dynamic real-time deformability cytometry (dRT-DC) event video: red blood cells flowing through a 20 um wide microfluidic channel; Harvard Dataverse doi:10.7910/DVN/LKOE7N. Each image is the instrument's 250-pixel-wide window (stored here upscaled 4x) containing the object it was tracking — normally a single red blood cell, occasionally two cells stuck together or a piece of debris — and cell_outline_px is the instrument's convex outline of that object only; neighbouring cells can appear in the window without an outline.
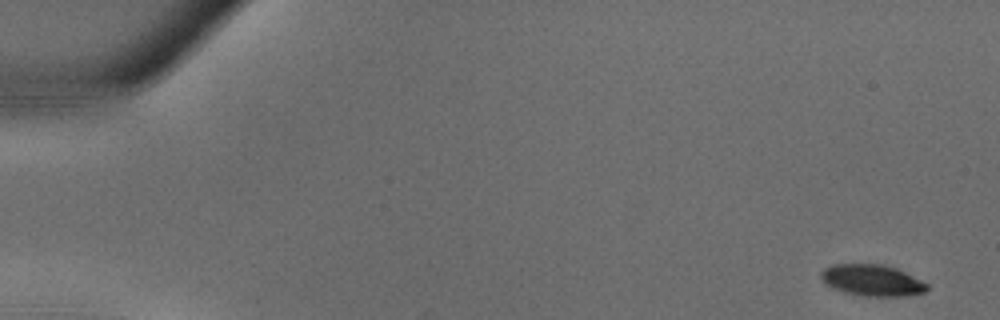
{"species": "common noctule bat (a hibernating species)", "species_latin": "Nyctalus noctula", "temperature_condition": "warm", "stored_images_in_passage": 36, "camera_frame_rate_fps": 3000, "um_per_image_px": 0.085, "animal": {"sex": "male", "body_mass_g": 18.8}, "frame": {"image": 1, "passage_image": 1, "time_ms": 0.0, "image_size_px": [1000, 320], "cell_outline_px": [[928, 288], [924, 292], [900, 296], [864, 296], [848, 292], [836, 288], [828, 284], [820, 276], [820, 272], [824, 268], [832, 264], [880, 264], [896, 268], [928, 284]], "centroid_in_image_um": [74.13, 23.81], "position_along_channel_um": 10.9, "area_um2": 18.9}}
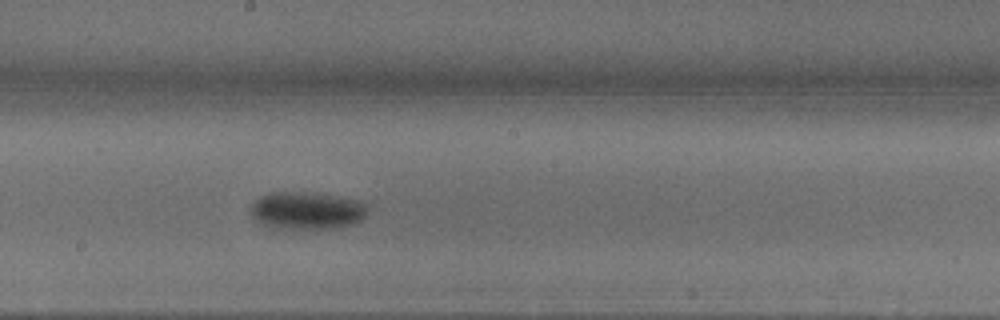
{"frame": {"image": 2, "passage_image": 20, "time_ms": 6.333, "image_size_px": [1000, 320], "cell_outline_px": [[368, 208], [364, 216], [356, 224], [332, 228], [304, 232], [268, 228], [256, 220], [248, 212], [248, 208], [260, 196], [272, 192], [308, 192], [360, 200]], "centroid_in_image_um": [26.02, 17.95], "position_along_channel_um": 222.2, "area_um2": 26.59}}
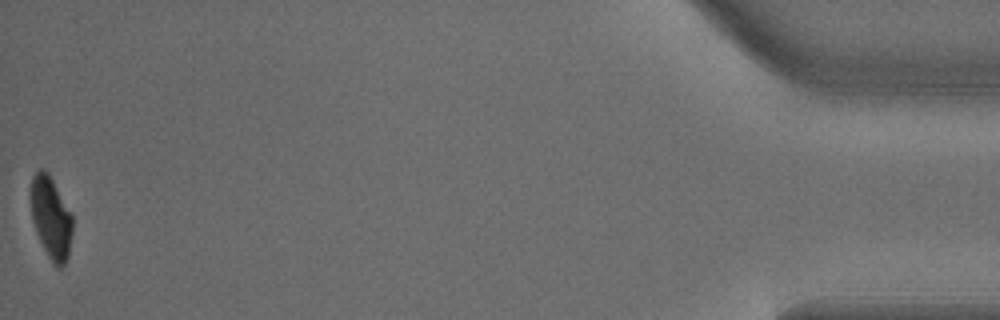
{"frame": {"image": 3, "passage_image": 36, "time_ms": 11.667, "image_size_px": [1000, 320], "cell_outline_px": [[72, 232], [68, 256], [64, 264], [60, 268], [56, 268], [52, 264], [36, 232], [32, 220], [32, 176], [40, 168], [44, 168], [48, 172], [72, 216]], "centroid_in_image_um": [4.34, 18.54], "position_along_channel_um": 430.9, "area_um2": 19.54}}